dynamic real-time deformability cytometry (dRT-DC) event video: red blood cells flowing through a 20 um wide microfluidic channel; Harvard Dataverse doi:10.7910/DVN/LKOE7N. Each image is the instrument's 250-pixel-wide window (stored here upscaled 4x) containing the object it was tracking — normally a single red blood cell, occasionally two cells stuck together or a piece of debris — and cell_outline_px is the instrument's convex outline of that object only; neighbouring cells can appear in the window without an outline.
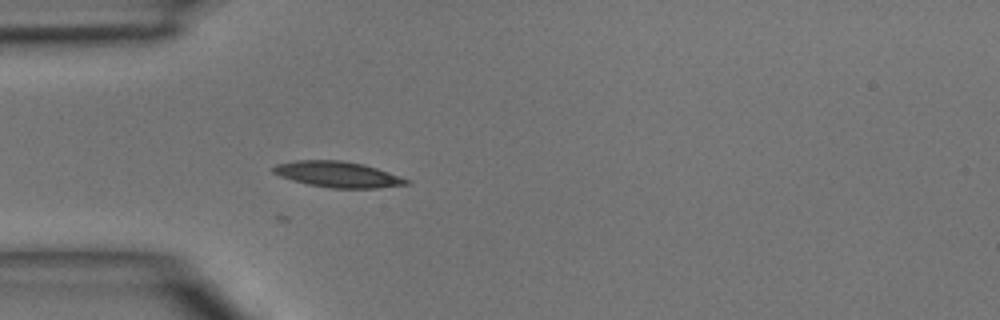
{"species": "common noctule bat (a hibernating species)", "species_latin": "Nyctalus noctula", "temperature_condition": "room temperature", "stored_images_in_passage": 4, "camera_frame_rate_fps": 3000, "um_per_image_px": 0.085, "animal": {"sex": "male", "body_mass_g": 15.6}, "frame": {"image": 1, "passage_image": 4, "time_ms": 3.667, "image_size_px": [1000, 320], "cell_outline_px": [[412, 184], [380, 188], [332, 188], [308, 184], [292, 180], [280, 176], [272, 172], [272, 168], [276, 164], [296, 160], [340, 160], [364, 164], [412, 180]], "centroid_in_image_um": [28.75, 14.83], "position_along_channel_um": 56.2, "area_um2": 20.17}}